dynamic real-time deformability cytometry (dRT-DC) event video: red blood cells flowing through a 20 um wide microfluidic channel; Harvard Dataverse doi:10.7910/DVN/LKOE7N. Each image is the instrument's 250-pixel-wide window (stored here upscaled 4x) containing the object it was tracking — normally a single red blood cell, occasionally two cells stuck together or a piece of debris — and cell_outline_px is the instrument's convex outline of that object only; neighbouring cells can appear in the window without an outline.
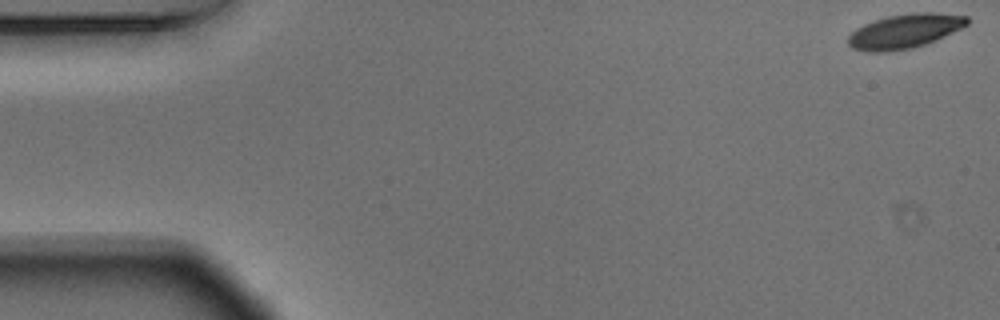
{"species": "Egyptian fruit bat (a non-hibernating species)", "species_latin": "Rousettus aegyptiacus", "temperature_condition": "warm", "stored_images_in_passage": 55, "camera_frame_rate_fps": 3000, "um_per_image_px": 0.085, "animal": {"sex": "male"}, "frame": {"image": 1, "passage_image": 1, "time_ms": 0.0, "image_size_px": [1000, 320], "cell_outline_px": [[968, 24], [936, 40], [912, 48], [884, 52], [868, 52], [852, 48], [848, 44], [848, 36], [856, 28], [864, 24], [888, 16], [916, 12], [932, 12], [968, 16]], "centroid_in_image_um": [76.88, 2.65], "position_along_channel_um": 8.1, "area_um2": 23.58}}
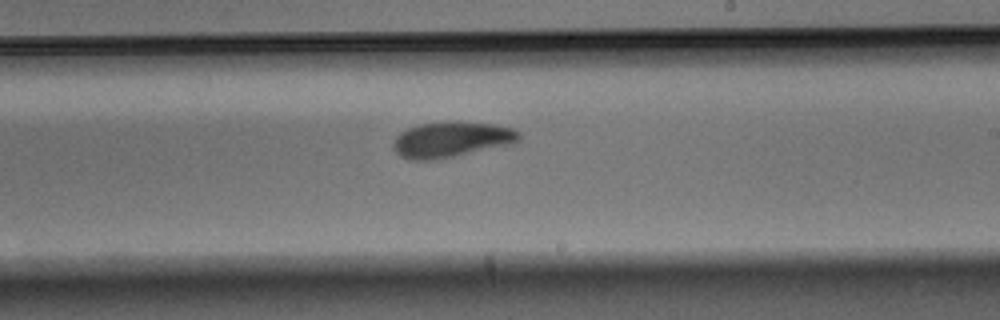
{"frame": {"image": 2, "passage_image": 32, "time_ms": 10.333, "image_size_px": [1000, 320], "cell_outline_px": [[520, 140], [512, 144], [432, 160], [408, 160], [400, 156], [396, 152], [392, 144], [396, 136], [400, 132], [408, 128], [420, 124], [452, 120], [496, 124], [512, 128], [520, 132]], "centroid_in_image_um": [38.37, 11.84], "position_along_channel_um": 250.6, "area_um2": 26.24}}
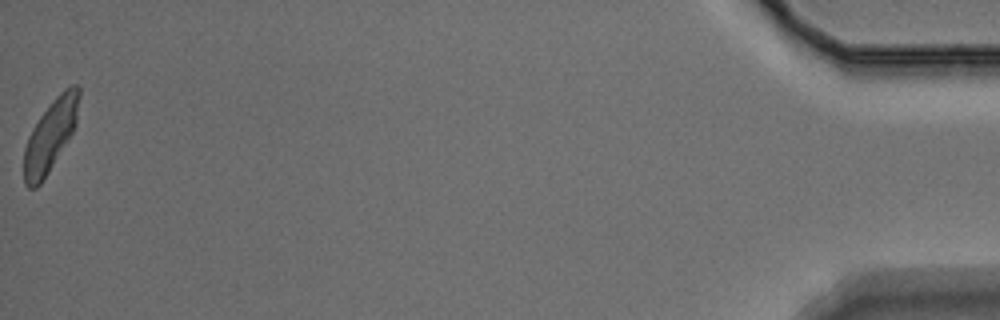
{"frame": {"image": 3, "passage_image": 55, "time_ms": 18.0, "image_size_px": [1000, 320], "cell_outline_px": [[80, 96], [76, 124], [72, 132], [48, 172], [40, 184], [36, 188], [28, 188], [24, 184], [24, 148], [28, 136], [32, 128], [40, 116], [56, 96], [64, 88], [72, 84], [76, 84], [80, 88]], "centroid_in_image_um": [4.28, 11.5], "position_along_channel_um": 430.9, "area_um2": 22.72}, "authors_computed_cell_mechanics": {"area_um2": 24.6806, "velocity_mm_per_s": 3.6534, "shape_relaxation_time_tau1_ms": 2.905, "shape_relaxation_time_tau2_ms": 2.3368, "deformation_change_tau1": 0.136, "deformation_change_tau2": 0.0826}}